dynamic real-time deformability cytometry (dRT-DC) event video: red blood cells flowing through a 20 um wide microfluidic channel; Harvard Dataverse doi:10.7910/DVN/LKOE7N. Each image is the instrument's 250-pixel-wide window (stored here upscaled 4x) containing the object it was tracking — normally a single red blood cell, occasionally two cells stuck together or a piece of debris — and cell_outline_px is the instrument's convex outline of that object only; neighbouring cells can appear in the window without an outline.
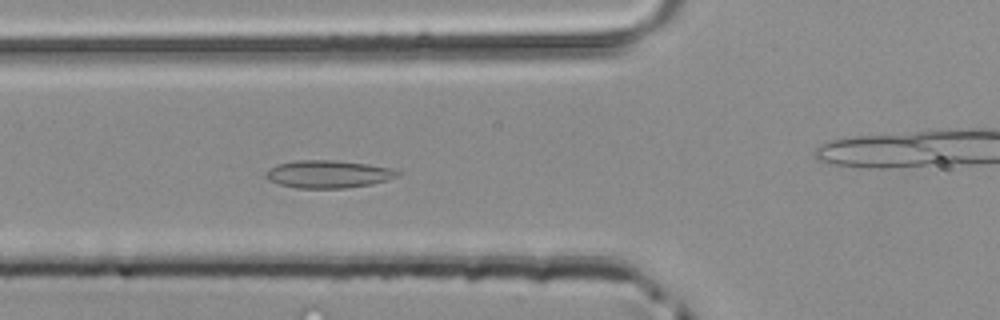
{"species": "common noctule bat (a hibernating species)", "species_latin": "Nyctalus noctula", "temperature_condition": "room temperature", "stored_images_in_passage": 43, "camera_frame_rate_fps": 3000, "um_per_image_px": 0.085, "animal": {"sex": "male", "body_mass_g": 20.4}, "frame": {"image": 1, "passage_image": 12, "time_ms": 3.667, "image_size_px": [1000, 320], "cell_outline_px": [[400, 176], [388, 180], [372, 184], [344, 188], [296, 188], [280, 184], [268, 180], [264, 176], [264, 172], [276, 164], [296, 160], [332, 160], [368, 164], [392, 168], [400, 172]], "centroid_in_image_um": [27.89, 14.8], "position_along_channel_um": 97.9, "area_um2": 21.39}}
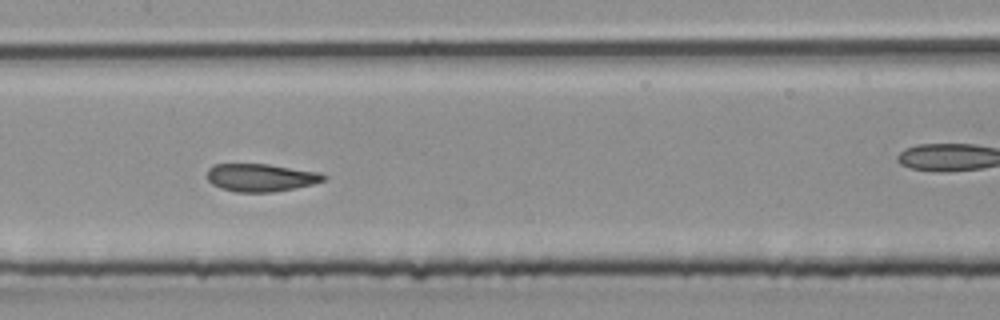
{"frame": {"image": 2, "passage_image": 18, "time_ms": 5.667, "image_size_px": [1000, 320], "cell_outline_px": [[328, 176], [324, 180], [312, 184], [272, 192], [236, 192], [220, 188], [212, 184], [208, 180], [208, 168], [216, 164], [268, 164], [320, 172]], "centroid_in_image_um": [22.17, 15.09], "position_along_channel_um": 185.2, "area_um2": 18.79}}
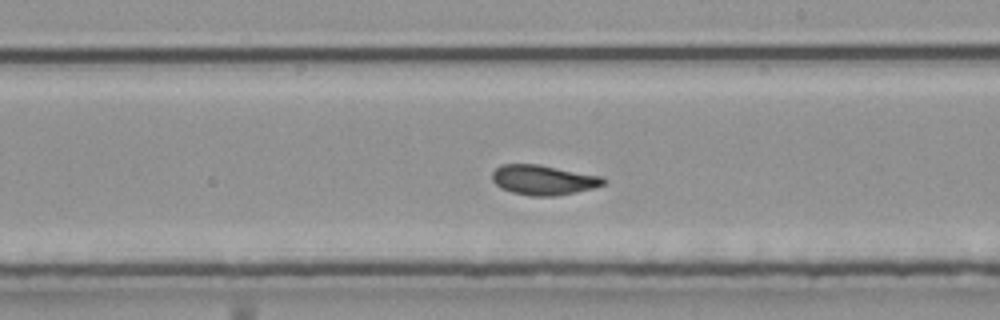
{"frame": {"image": 3, "passage_image": 22, "time_ms": 7.0, "image_size_px": [1000, 320], "cell_outline_px": [[608, 180], [604, 184], [592, 188], [556, 196], [528, 196], [512, 192], [500, 188], [492, 180], [492, 172], [500, 164], [540, 164], [604, 176]], "centroid_in_image_um": [46.2, 15.28], "position_along_channel_um": 242.8, "area_um2": 19.65}}